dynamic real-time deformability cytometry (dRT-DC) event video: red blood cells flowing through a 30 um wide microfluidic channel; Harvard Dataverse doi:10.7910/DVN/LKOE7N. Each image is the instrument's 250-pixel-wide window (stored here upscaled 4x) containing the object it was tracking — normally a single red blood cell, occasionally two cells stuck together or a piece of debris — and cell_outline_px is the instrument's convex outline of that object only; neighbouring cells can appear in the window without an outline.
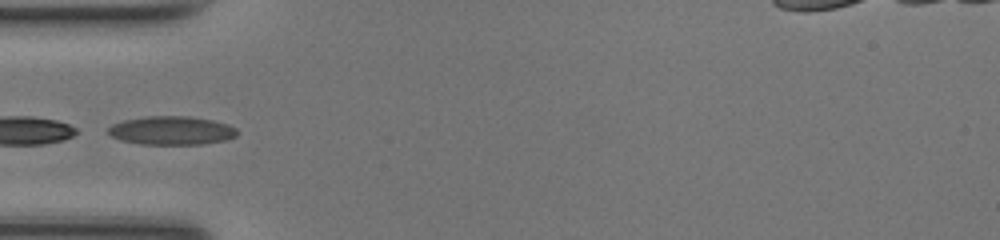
{"species": "common noctule bat (a hibernating species)", "species_latin": "Nyctalus noctula", "temperature_condition": "room temperature", "stored_images_in_passage": 33, "camera_frame_rate_fps": 3000, "um_per_image_px": 0.085, "animal": {"sex": "female", "body_mass_g": 17.0, "forearm_length_mm": 48.0}, "frame": {"image": 1, "passage_image": 1, "time_ms": 0.0, "image_size_px": [1000, 240], "cell_outline_px": [[240, 132], [236, 136], [224, 140], [204, 144], [140, 144], [120, 140], [112, 136], [108, 132], [108, 128], [112, 124], [124, 120], [144, 116], [188, 116], [212, 120], [228, 124], [236, 128]], "centroid_in_image_um": [14.59, 11.09], "position_along_channel_um": 70.4, "area_um2": 21.56}, "authors_computed_cell_mechanics": {"area_um2": 20.23, "velocity_mm_per_s": 4.2361, "shape_relaxation_time_tau1_ms": 3.9356, "shape_relaxation_time_tau2_ms": null, "deformation_change_tau1": 0.1552, "deformation_change_tau2": null}}